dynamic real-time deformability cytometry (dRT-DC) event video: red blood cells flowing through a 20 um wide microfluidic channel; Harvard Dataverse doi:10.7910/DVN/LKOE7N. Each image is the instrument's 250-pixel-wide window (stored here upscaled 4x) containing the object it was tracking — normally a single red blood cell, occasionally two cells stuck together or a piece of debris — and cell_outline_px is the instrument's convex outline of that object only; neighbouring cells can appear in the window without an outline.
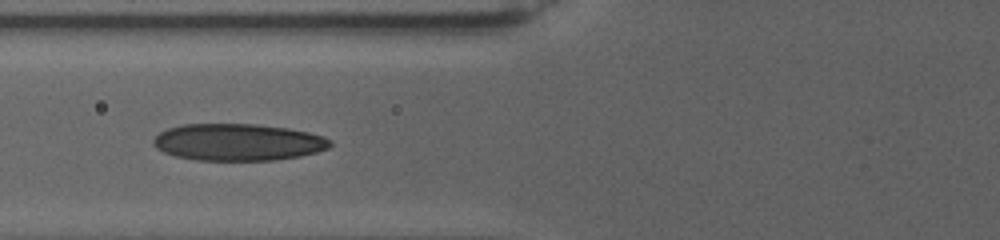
{"species": "human", "species_latin": "Homo sapiens", "temperature_condition": "warm", "stored_images_in_passage": 27, "camera_frame_rate_fps": 3000, "um_per_image_px": 0.085, "donor": {"sex": "female"}, "frame": {"image": 1, "passage_image": 10, "time_ms": 7.667, "image_size_px": [1000, 240], "cell_outline_px": [[332, 144], [328, 148], [316, 152], [300, 156], [276, 160], [196, 160], [176, 156], [164, 152], [156, 148], [152, 144], [152, 140], [160, 132], [168, 128], [180, 124], [256, 124], [288, 128], [308, 132], [324, 136], [332, 140]], "centroid_in_image_um": [20.23, 12.08], "position_along_channel_um": 105.6, "area_um2": 38.21}}
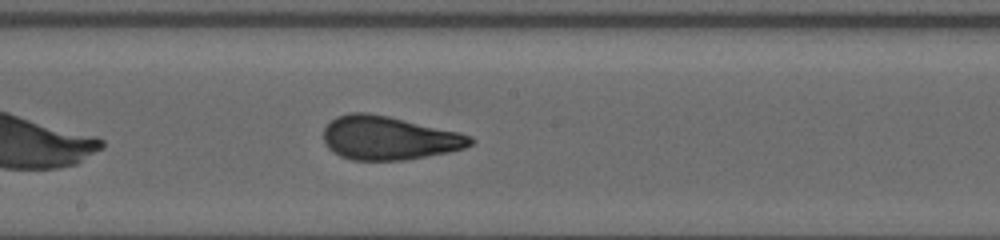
{"frame": {"image": 2, "passage_image": 15, "time_ms": 11.667, "image_size_px": [1000, 240], "cell_outline_px": [[476, 140], [472, 144], [464, 148], [448, 152], [404, 160], [352, 160], [340, 156], [332, 152], [324, 144], [324, 128], [336, 116], [348, 112], [364, 112], [388, 116], [460, 132], [472, 136]], "centroid_in_image_um": [33.04, 11.73], "position_along_channel_um": 215.2, "area_um2": 37.45}}
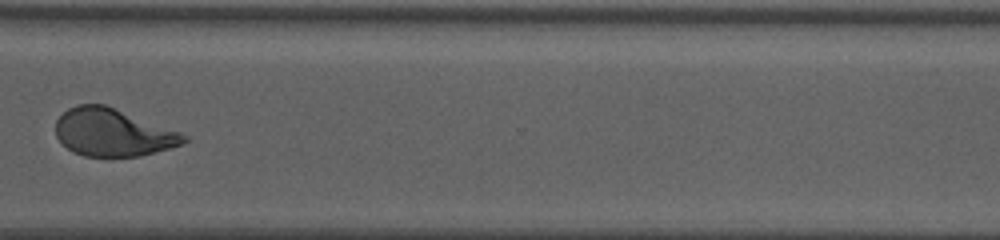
{"frame": {"image": 3, "passage_image": 22, "time_ms": 17.0, "image_size_px": [1000, 240], "cell_outline_px": [[188, 140], [180, 144], [168, 148], [140, 156], [84, 156], [72, 152], [56, 136], [56, 120], [68, 108], [76, 104], [104, 104], [180, 132], [188, 136]], "centroid_in_image_um": [9.56, 11.25], "position_along_channel_um": 361.0, "area_um2": 35.14}, "authors_computed_cell_mechanics": {"area_um2": 37.4544, "velocity_mm_per_s": 2.7386, "shape_relaxation_time_tau1_ms": 8.2966, "shape_relaxation_time_tau2_ms": 1.3917, "deformation_change_tau1": 0.2429, "deformation_change_tau2": 0.0832}}